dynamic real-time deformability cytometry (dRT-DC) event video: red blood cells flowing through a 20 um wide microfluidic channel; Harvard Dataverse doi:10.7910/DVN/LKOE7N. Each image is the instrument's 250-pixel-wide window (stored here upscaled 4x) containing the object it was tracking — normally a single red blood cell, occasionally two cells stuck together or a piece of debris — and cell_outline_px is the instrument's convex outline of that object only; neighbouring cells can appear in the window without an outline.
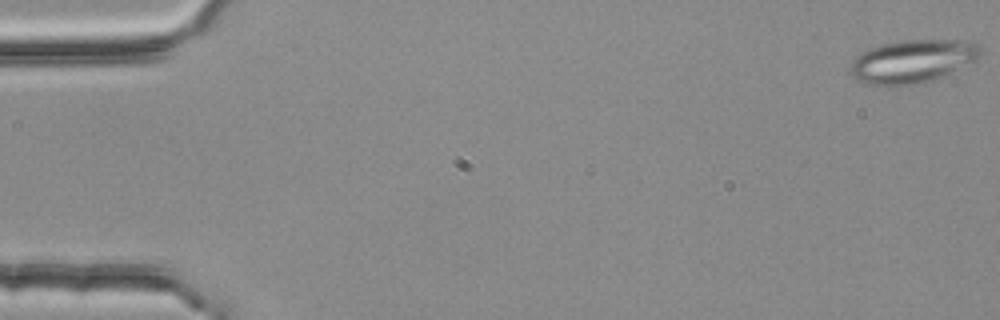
{"species": "common noctule bat (a hibernating species)", "species_latin": "Nyctalus noctula", "temperature_condition": "room temperature", "stored_images_in_passage": 5, "camera_frame_rate_fps": 3000, "um_per_image_px": 0.085, "animal": {"sex": "female", "body_mass_g": 25.1}, "frame": {"image": 1, "passage_image": 1, "time_ms": 0.0, "image_size_px": [1000, 320], "cell_outline_px": [[980, 56], [976, 60], [932, 80], [920, 84], [900, 88], [872, 88], [860, 84], [852, 76], [852, 60], [860, 52], [868, 48], [880, 44], [900, 40], [964, 40], [980, 44]], "centroid_in_image_um": [77.46, 5.26], "position_along_channel_um": 7.5, "area_um2": 33.81}}